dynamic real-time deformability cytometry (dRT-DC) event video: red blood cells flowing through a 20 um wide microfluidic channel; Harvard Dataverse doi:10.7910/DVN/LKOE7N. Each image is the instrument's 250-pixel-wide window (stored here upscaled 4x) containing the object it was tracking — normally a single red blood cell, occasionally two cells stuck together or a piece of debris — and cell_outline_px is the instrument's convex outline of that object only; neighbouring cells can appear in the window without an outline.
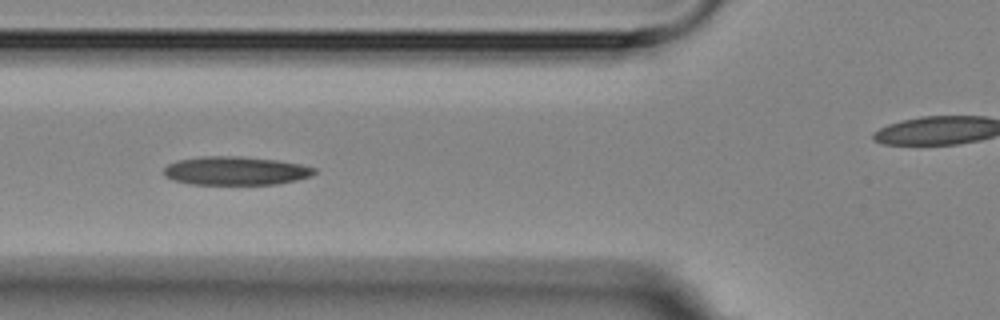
{"species": "Egyptian fruit bat (a non-hibernating species)", "species_latin": "Rousettus aegyptiacus", "temperature_condition": "room temperature", "stored_images_in_passage": 9, "segment_of_instrument_passage": [1, 2], "camera_frame_rate_fps": 3000, "um_per_image_px": 0.085, "animal": {"sex": "female"}, "frame": {"image": 1, "passage_image": 6, "time_ms": 5.667, "image_size_px": [1000, 320], "cell_outline_px": [[316, 172], [312, 176], [296, 180], [276, 184], [192, 184], [172, 180], [164, 176], [164, 168], [168, 164], [176, 160], [200, 156], [240, 156], [276, 160], [300, 164], [316, 168]], "centroid_in_image_um": [20.01, 14.51], "position_along_channel_um": 105.8, "area_um2": 25.14}}
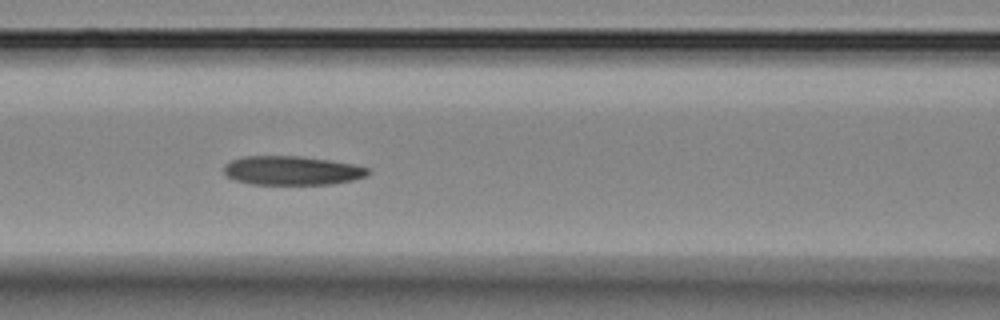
{"frame": {"image": 2, "passage_image": 7, "time_ms": 6.667, "image_size_px": [1000, 320], "cell_outline_px": [[372, 172], [364, 176], [352, 180], [332, 184], [252, 184], [236, 180], [228, 176], [224, 172], [224, 164], [232, 160], [244, 156], [300, 156], [328, 160], [352, 164], [368, 168]], "centroid_in_image_um": [24.81, 14.49], "position_along_channel_um": 141.8, "area_um2": 24.16}}
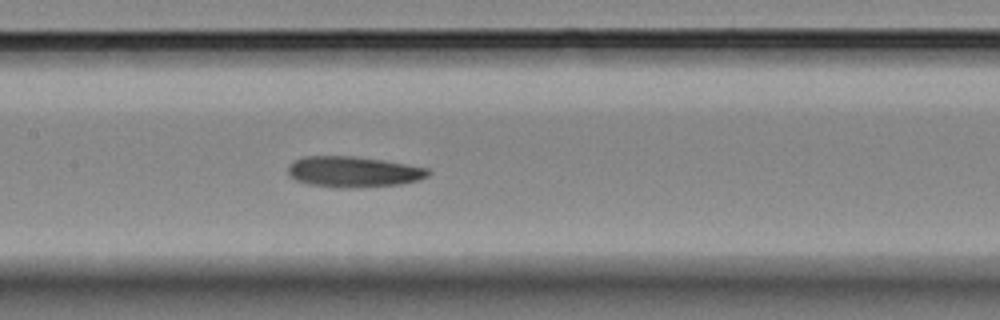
{"frame": {"image": 3, "passage_image": 8, "time_ms": 7.667, "image_size_px": [1000, 320], "cell_outline_px": [[432, 172], [428, 176], [420, 180], [400, 184], [352, 188], [336, 188], [308, 184], [296, 180], [288, 172], [288, 168], [296, 160], [304, 156], [352, 156], [384, 160], [408, 164], [428, 168]], "centroid_in_image_um": [30.09, 14.61], "position_along_channel_um": 177.3, "area_um2": 25.2}}